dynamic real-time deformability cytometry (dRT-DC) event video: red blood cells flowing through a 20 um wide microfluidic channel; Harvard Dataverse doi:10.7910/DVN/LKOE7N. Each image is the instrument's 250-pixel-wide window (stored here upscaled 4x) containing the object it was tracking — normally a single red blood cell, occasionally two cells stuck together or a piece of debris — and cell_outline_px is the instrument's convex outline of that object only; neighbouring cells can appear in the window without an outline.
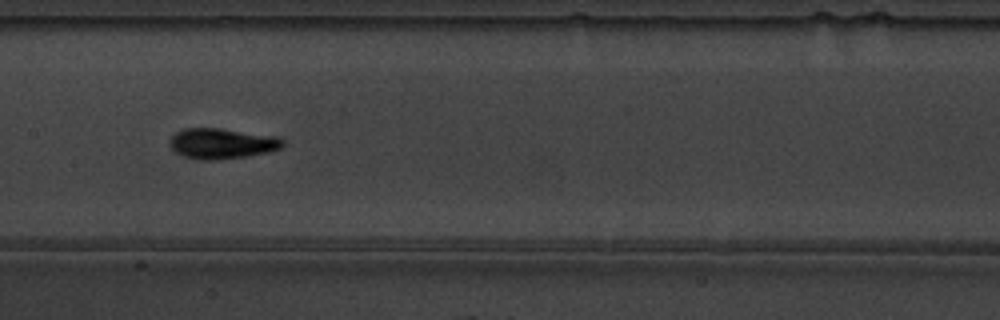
{"species": "common noctule bat (a hibernating species)", "species_latin": "Nyctalus noctula", "temperature_condition": "warm", "stored_images_in_passage": 10, "camera_frame_rate_fps": 3000, "um_per_image_px": 0.085, "animal": {"sex": "male", "body_mass_g": 19.5, "forearm_length_mm": 54.6}, "frame": {"image": 1, "passage_image": 7, "time_ms": 2.0, "image_size_px": [1000, 320], "cell_outline_px": [[284, 144], [280, 148], [264, 152], [244, 156], [212, 160], [196, 160], [184, 156], [176, 152], [168, 144], [168, 140], [176, 132], [184, 128], [220, 128], [280, 136], [284, 140]], "centroid_in_image_um": [18.83, 12.18], "position_along_channel_um": 188.6, "area_um2": 20.11}}
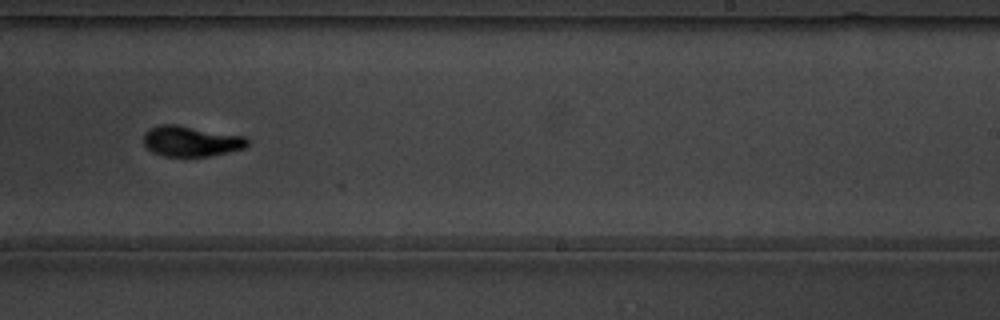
{"frame": {"image": 2, "passage_image": 9, "time_ms": 2.667, "image_size_px": [1000, 320], "cell_outline_px": [[248, 144], [244, 148], [228, 152], [208, 156], [164, 156], [152, 152], [144, 144], [144, 132], [148, 128], [160, 124], [176, 124], [244, 136], [248, 140]], "centroid_in_image_um": [16.2, 11.99], "position_along_channel_um": 272.8, "area_um2": 18.44}}
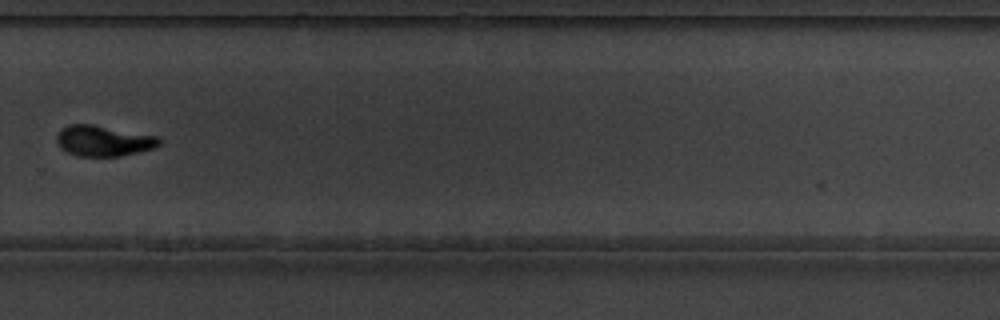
{"frame": {"image": 3, "passage_image": 10, "time_ms": 3.0, "image_size_px": [1000, 320], "cell_outline_px": [[160, 144], [152, 148], [120, 156], [76, 156], [60, 148], [56, 144], [56, 136], [60, 128], [68, 124], [92, 124], [156, 136], [160, 140]], "centroid_in_image_um": [8.71, 11.96], "position_along_channel_um": 321.1, "area_um2": 18.26}}